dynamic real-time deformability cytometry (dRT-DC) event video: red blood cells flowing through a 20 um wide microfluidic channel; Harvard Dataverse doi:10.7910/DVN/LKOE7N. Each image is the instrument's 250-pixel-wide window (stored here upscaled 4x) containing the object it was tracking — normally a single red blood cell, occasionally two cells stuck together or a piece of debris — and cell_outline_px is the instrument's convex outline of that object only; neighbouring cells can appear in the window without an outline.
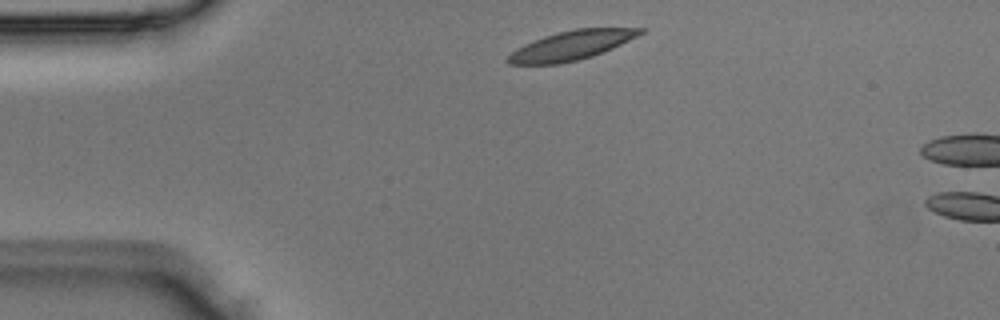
{"species": "Egyptian fruit bat (a non-hibernating species)", "species_latin": "Rousettus aegyptiacus", "temperature_condition": "room temperature", "stored_images_in_passage": 2, "camera_frame_rate_fps": 3000, "um_per_image_px": 0.085, "animal": {"sex": "male"}, "frame": {"image": 1, "passage_image": 1, "time_ms": 0.0, "image_size_px": [1000, 320], "cell_outline_px": [[644, 32], [604, 52], [592, 56], [560, 64], [508, 64], [504, 60], [516, 48], [524, 44], [544, 36], [576, 28], [644, 28]], "centroid_in_image_um": [48.52, 3.87], "position_along_channel_um": 36.5, "area_um2": 22.25}}